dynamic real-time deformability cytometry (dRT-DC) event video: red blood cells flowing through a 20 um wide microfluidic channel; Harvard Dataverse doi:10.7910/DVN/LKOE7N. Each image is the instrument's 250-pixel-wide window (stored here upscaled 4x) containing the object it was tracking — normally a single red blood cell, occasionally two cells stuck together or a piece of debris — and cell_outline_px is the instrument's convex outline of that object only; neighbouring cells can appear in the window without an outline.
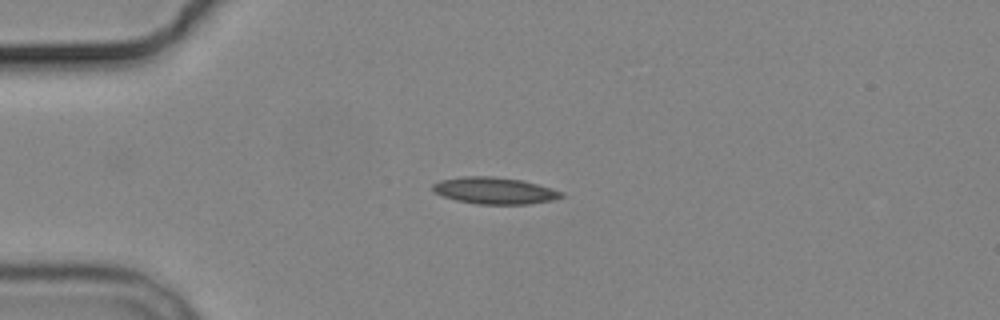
{"species": "common noctule bat (a hibernating species)", "species_latin": "Nyctalus noctula", "temperature_condition": "cold", "stored_images_in_passage": 3, "camera_frame_rate_fps": 3000, "um_per_image_px": 0.085, "animal": {"sex": "male", "body_mass_g": 19.2, "forearm_length_mm": 51.8}, "frame": {"image": 1, "passage_image": 2, "time_ms": 1.333, "image_size_px": [1000, 320], "cell_outline_px": [[564, 196], [552, 200], [528, 204], [476, 204], [456, 200], [432, 192], [432, 184], [440, 180], [464, 176], [492, 176], [524, 180], [552, 188], [564, 192]], "centroid_in_image_um": [42.04, 16.2], "position_along_channel_um": 43.0, "area_um2": 20.17}}